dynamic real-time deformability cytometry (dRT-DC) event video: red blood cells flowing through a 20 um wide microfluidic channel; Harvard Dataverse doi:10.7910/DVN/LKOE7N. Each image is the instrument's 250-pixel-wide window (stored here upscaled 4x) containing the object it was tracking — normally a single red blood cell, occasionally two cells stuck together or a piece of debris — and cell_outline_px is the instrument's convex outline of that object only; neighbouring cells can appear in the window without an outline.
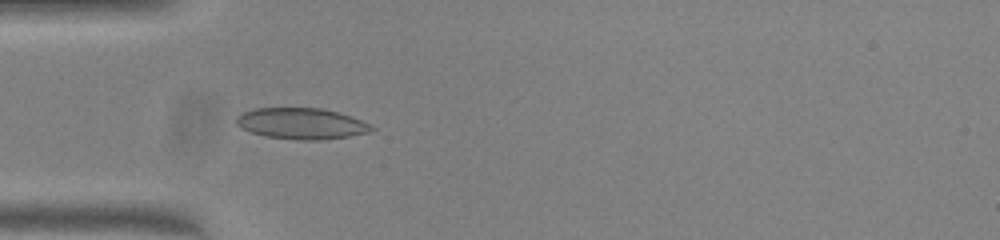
{"species": "common noctule bat (a hibernating species)", "species_latin": "Nyctalus noctula", "temperature_condition": "warm", "stored_images_in_passage": 36, "camera_frame_rate_fps": 3000, "um_per_image_px": 0.085, "animal": {"sex": "female", "body_mass_g": 23.0, "forearm_length_mm": 53.4}, "frame": {"image": 1, "passage_image": 1, "time_ms": 0.0, "image_size_px": [1000, 240], "cell_outline_px": [[376, 128], [368, 132], [348, 136], [320, 140], [300, 140], [268, 136], [252, 132], [240, 128], [236, 124], [236, 116], [240, 112], [256, 108], [320, 108], [336, 112], [360, 120]], "centroid_in_image_um": [25.56, 10.5], "position_along_channel_um": 59.4, "area_um2": 24.22}}
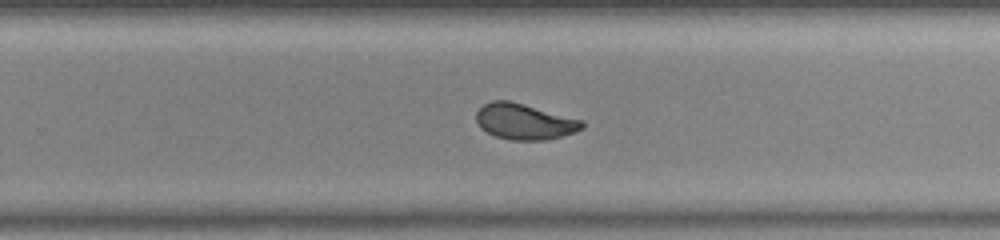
{"frame": {"image": 2, "passage_image": 18, "time_ms": 5.667, "image_size_px": [1000, 240], "cell_outline_px": [[584, 128], [576, 132], [544, 140], [512, 140], [496, 136], [480, 128], [476, 120], [476, 112], [484, 104], [492, 100], [508, 100], [524, 104], [584, 120]], "centroid_in_image_um": [44.59, 10.33], "position_along_channel_um": 285.2, "area_um2": 22.08}}
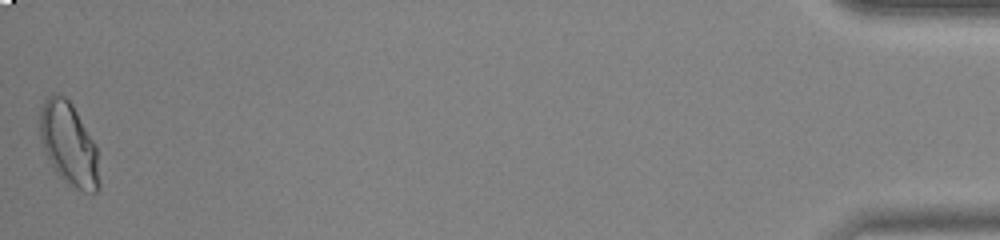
{"frame": {"image": 3, "passage_image": 36, "time_ms": 11.667, "image_size_px": [1000, 240], "cell_outline_px": [[100, 188], [96, 192], [84, 192], [76, 188], [64, 180], [60, 176], [44, 152], [40, 140], [40, 112], [44, 100], [48, 96], [56, 92], [64, 96], [72, 104], [92, 140], [96, 148], [100, 184]], "centroid_in_image_um": [5.84, 12.24], "position_along_channel_um": 429.4, "area_um2": 28.26}, "authors_computed_cell_mechanics": {"area_um2": 22.7732, "velocity_mm_per_s": 4.035, "shape_relaxation_time_tau1_ms": 10.3343, "shape_relaxation_time_tau2_ms": 0.6596, "deformation_change_tau1": 0.2392, "deformation_change_tau2": 0.0404}}